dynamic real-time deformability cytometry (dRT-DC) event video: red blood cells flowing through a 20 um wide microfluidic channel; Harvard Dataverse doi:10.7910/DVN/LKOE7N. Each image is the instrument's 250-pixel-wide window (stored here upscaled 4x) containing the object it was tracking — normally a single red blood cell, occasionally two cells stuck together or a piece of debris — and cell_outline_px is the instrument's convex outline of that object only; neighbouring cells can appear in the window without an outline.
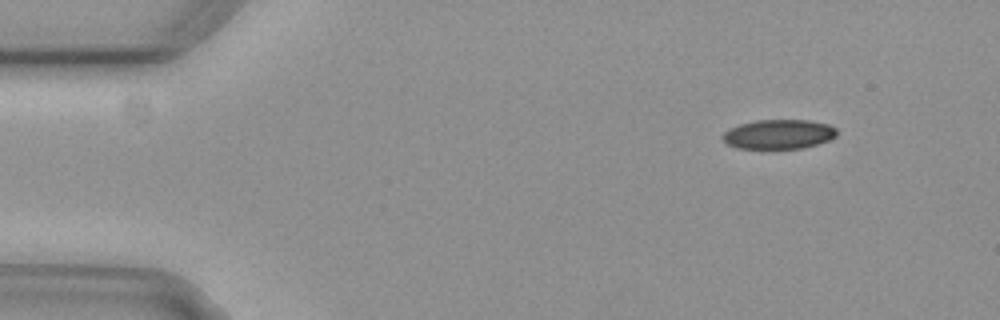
{"species": "common noctule bat (a hibernating species)", "species_latin": "Nyctalus noctula", "temperature_condition": "cold", "stored_images_in_passage": 2, "camera_frame_rate_fps": 3000, "um_per_image_px": 0.085, "animal": {"sex": "female", "body_mass_g": 29.2, "forearm_length_mm": 56.3}, "frame": {"image": 1, "passage_image": 2, "time_ms": 0.333, "image_size_px": [1000, 320], "cell_outline_px": [[836, 136], [828, 140], [804, 148], [736, 148], [728, 144], [720, 136], [724, 132], [740, 124], [756, 120], [808, 120], [828, 124], [836, 128]], "centroid_in_image_um": [66.19, 11.4], "position_along_channel_um": 18.8, "area_um2": 19.42}}